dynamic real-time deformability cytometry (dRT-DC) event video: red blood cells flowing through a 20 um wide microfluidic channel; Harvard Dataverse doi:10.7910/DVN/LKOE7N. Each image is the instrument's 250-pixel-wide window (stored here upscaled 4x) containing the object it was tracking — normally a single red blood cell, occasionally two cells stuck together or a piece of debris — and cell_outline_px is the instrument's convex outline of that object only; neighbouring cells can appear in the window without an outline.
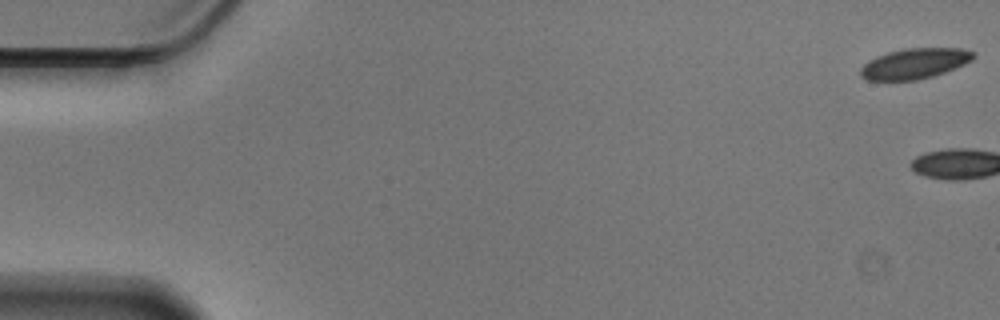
{"species": "Egyptian fruit bat (a non-hibernating species)", "species_latin": "Rousettus aegyptiacus", "temperature_condition": "cold", "stored_images_in_passage": 3, "camera_frame_rate_fps": 3000, "um_per_image_px": 0.085, "animal": {"sex": "male"}, "frame": {"image": 1, "passage_image": 1, "time_ms": 0.0, "image_size_px": [1000, 320], "cell_outline_px": [[976, 56], [972, 60], [956, 68], [932, 76], [916, 80], [868, 80], [860, 76], [860, 68], [868, 60], [876, 56], [888, 52], [904, 48], [960, 48], [976, 52]], "centroid_in_image_um": [77.75, 5.39], "position_along_channel_um": 7.3, "area_um2": 20.11}}